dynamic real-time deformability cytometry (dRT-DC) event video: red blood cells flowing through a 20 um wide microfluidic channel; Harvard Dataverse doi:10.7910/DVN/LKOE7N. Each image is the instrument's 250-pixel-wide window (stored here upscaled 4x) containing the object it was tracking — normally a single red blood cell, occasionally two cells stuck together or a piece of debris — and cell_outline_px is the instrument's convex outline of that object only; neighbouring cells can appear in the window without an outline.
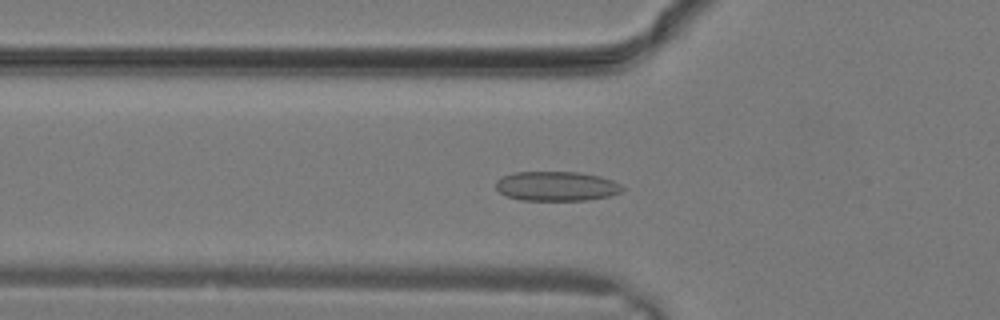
{"species": "common noctule bat (a hibernating species)", "species_latin": "Nyctalus noctula", "temperature_condition": "warm", "stored_images_in_passage": 19, "camera_frame_rate_fps": 3000, "um_per_image_px": 0.085, "animal": {"sex": "male", "body_mass_g": 19.2, "forearm_length_mm": 51.8}, "frame": {"image": 1, "passage_image": 11, "time_ms": 3.333, "image_size_px": [1000, 320], "cell_outline_px": [[624, 188], [620, 192], [608, 196], [588, 200], [520, 200], [504, 196], [496, 188], [496, 180], [504, 176], [516, 172], [580, 172], [600, 176], [612, 180], [620, 184]], "centroid_in_image_um": [47.29, 15.83], "position_along_channel_um": 78.5, "area_um2": 21.79}}
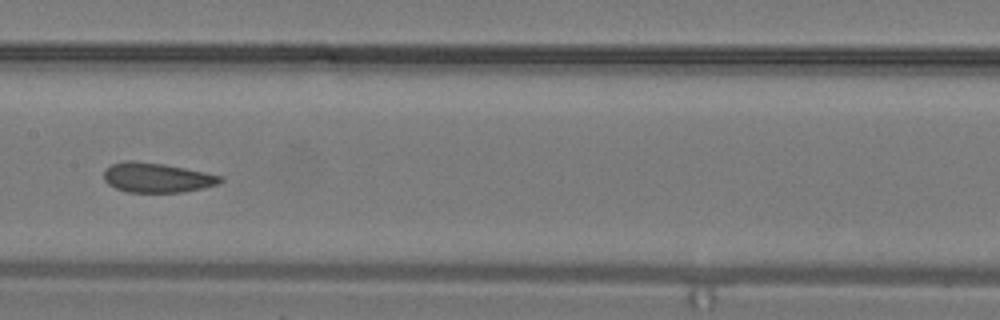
{"frame": {"image": 2, "passage_image": 16, "time_ms": 5.0, "image_size_px": [1000, 320], "cell_outline_px": [[224, 180], [220, 184], [204, 188], [180, 192], [128, 192], [116, 188], [108, 184], [104, 180], [104, 172], [112, 164], [124, 160], [132, 160], [164, 164], [224, 176]], "centroid_in_image_um": [13.37, 15.1], "position_along_channel_um": 194.0, "area_um2": 20.17}}
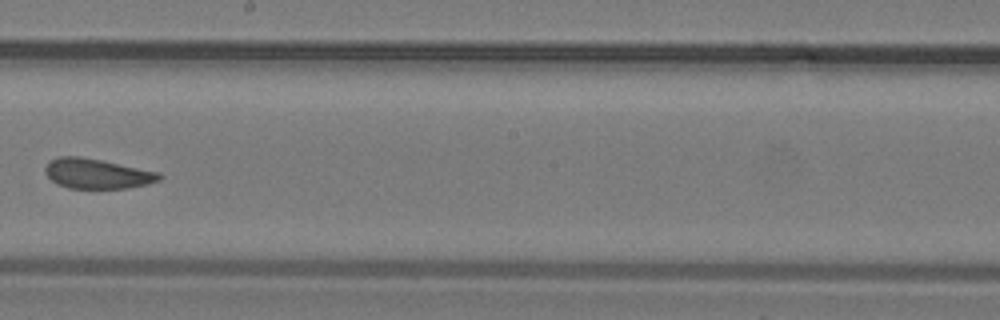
{"frame": {"image": 3, "passage_image": 18, "time_ms": 5.667, "image_size_px": [1000, 320], "cell_outline_px": [[164, 176], [160, 180], [148, 184], [128, 188], [68, 188], [56, 184], [44, 172], [44, 168], [52, 160], [60, 156], [80, 156], [160, 172]], "centroid_in_image_um": [8.27, 14.77], "position_along_channel_um": 239.9, "area_um2": 19.88}}